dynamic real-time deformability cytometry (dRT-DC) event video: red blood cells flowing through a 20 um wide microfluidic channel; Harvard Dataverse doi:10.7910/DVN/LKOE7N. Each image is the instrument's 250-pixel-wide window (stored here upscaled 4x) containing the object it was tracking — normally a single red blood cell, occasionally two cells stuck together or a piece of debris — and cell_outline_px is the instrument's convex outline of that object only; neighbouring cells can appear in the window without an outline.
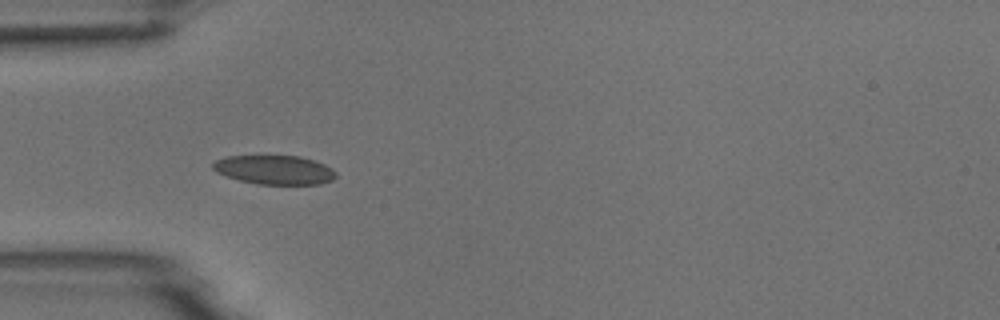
{"species": "common noctule bat (a hibernating species)", "species_latin": "Nyctalus noctula", "temperature_condition": "room temperature", "stored_images_in_passage": 15, "camera_frame_rate_fps": 3000, "um_per_image_px": 0.085, "animal": {"sex": "male", "body_mass_g": 18.8}, "frame": {"image": 1, "passage_image": 5, "time_ms": 5.333, "image_size_px": [1000, 320], "cell_outline_px": [[336, 176], [332, 180], [320, 184], [256, 184], [240, 180], [216, 172], [212, 168], [212, 164], [216, 160], [228, 156], [300, 156], [324, 164], [332, 168], [336, 172]], "centroid_in_image_um": [23.34, 14.44], "position_along_channel_um": 61.7, "area_um2": 20.69}}
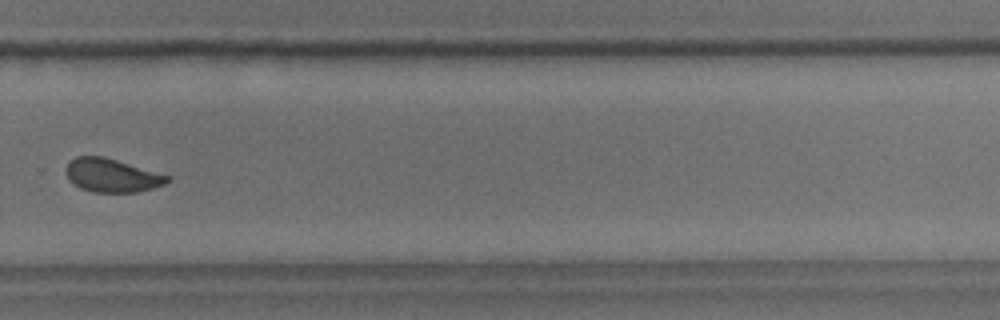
{"frame": {"image": 2, "passage_image": 11, "time_ms": 12.333, "image_size_px": [1000, 320], "cell_outline_px": [[172, 180], [164, 184], [152, 188], [136, 192], [92, 192], [80, 188], [72, 184], [68, 180], [64, 172], [64, 168], [76, 156], [104, 156], [172, 176]], "centroid_in_image_um": [9.5, 14.91], "position_along_channel_um": 320.3, "area_um2": 20.06}}
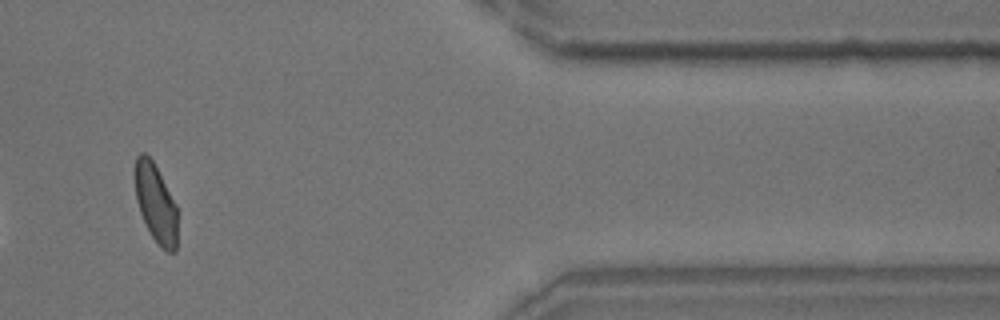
{"frame": {"image": 3, "passage_image": 13, "time_ms": 15.333, "image_size_px": [1000, 320], "cell_outline_px": [[176, 252], [168, 252], [152, 236], [140, 212], [136, 200], [132, 172], [136, 156], [140, 152], [144, 152], [152, 160], [176, 204]], "centroid_in_image_um": [13.18, 17.18], "position_along_channel_um": 398.2, "area_um2": 19.36}, "authors_computed_cell_mechanics": {"area_um2": 20.4034, "velocity_mm_per_s": 3.7281, "shape_relaxation_time_tau1_ms": null, "shape_relaxation_time_tau2_ms": 0.7375, "deformation_change_tau1": null, "deformation_change_tau2": 0.0297}}